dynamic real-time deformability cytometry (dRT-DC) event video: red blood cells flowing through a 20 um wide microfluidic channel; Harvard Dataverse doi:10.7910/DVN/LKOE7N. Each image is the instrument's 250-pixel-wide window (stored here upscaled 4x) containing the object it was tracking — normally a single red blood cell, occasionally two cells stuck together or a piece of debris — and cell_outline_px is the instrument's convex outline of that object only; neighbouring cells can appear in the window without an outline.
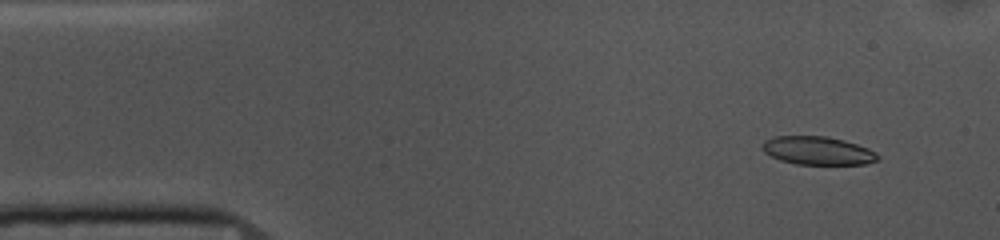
{"species": "common noctule bat (a hibernating species)", "species_latin": "Nyctalus noctula", "temperature_condition": "cold", "stored_images_in_passage": 53, "camera_frame_rate_fps": 3000, "um_per_image_px": 0.085, "animal": {"sex": "female", "body_mass_g": 10.0, "forearm_length_mm": 53.1}, "frame": {"image": 1, "passage_image": 4, "time_ms": 1.0, "image_size_px": [1000, 240], "cell_outline_px": [[880, 156], [876, 160], [864, 164], [796, 164], [780, 160], [764, 152], [764, 140], [776, 136], [828, 136], [844, 140], [868, 148], [876, 152]], "centroid_in_image_um": [69.52, 12.8], "position_along_channel_um": 15.5, "area_um2": 18.84}}
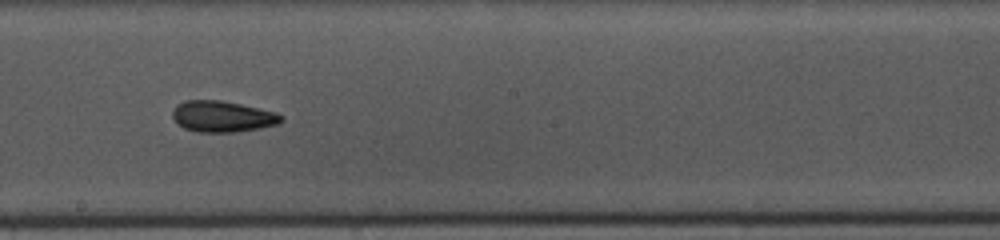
{"frame": {"image": 2, "passage_image": 28, "time_ms": 9.0, "image_size_px": [1000, 240], "cell_outline_px": [[284, 120], [280, 124], [260, 128], [232, 132], [196, 132], [184, 128], [176, 124], [172, 116], [172, 112], [176, 104], [184, 100], [220, 100], [240, 104], [276, 112], [284, 116]], "centroid_in_image_um": [18.89, 9.9], "position_along_channel_um": 229.3, "area_um2": 19.94}}
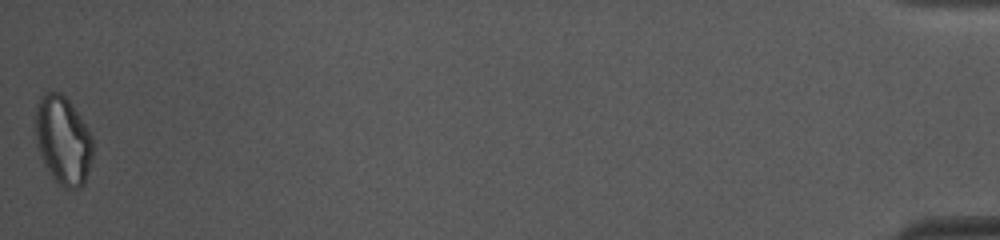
{"frame": {"image": 3, "passage_image": 53, "time_ms": 17.333, "image_size_px": [1000, 240], "cell_outline_px": [[92, 156], [88, 172], [84, 184], [80, 188], [64, 188], [52, 176], [36, 144], [36, 104], [40, 96], [48, 92], [60, 92], [68, 100], [80, 116], [92, 136]], "centroid_in_image_um": [5.37, 11.91], "position_along_channel_um": 429.8, "area_um2": 29.13}, "authors_computed_cell_mechanics": {"area_um2": 19.8832, "velocity_mm_per_s": 3.6513, "shape_relaxation_time_tau1_ms": 10.1447, "shape_relaxation_time_tau2_ms": 5.4793, "deformation_change_tau1": 0.1712, "deformation_change_tau2": 0.1379}}